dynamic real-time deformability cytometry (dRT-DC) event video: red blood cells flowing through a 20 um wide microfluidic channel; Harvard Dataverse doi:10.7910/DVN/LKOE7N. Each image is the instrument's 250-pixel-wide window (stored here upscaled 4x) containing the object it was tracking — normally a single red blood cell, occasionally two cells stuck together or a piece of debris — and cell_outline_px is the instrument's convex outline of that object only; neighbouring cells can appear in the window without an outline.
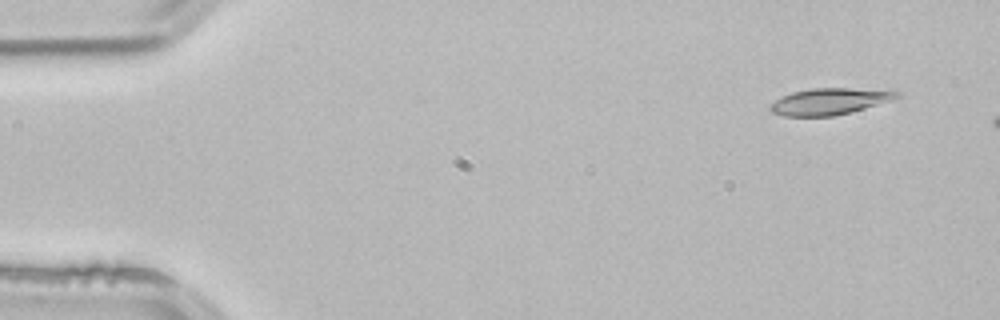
{"species": "common noctule bat (a hibernating species)", "species_latin": "Nyctalus noctula", "temperature_condition": "room temperature", "stored_images_in_passage": 4, "camera_frame_rate_fps": 3000, "um_per_image_px": 0.085, "animal": {"sex": "male", "body_mass_g": 21.5, "forearm_length_mm": 52.0}, "frame": {"image": 1, "passage_image": 1, "time_ms": 0.0, "image_size_px": [1000, 320], "cell_outline_px": [[904, 96], [864, 108], [832, 116], [784, 116], [772, 112], [768, 108], [768, 104], [792, 92], [812, 88], [896, 88]], "centroid_in_image_um": [70.62, 8.58], "position_along_channel_um": 14.4, "area_um2": 19.94}}